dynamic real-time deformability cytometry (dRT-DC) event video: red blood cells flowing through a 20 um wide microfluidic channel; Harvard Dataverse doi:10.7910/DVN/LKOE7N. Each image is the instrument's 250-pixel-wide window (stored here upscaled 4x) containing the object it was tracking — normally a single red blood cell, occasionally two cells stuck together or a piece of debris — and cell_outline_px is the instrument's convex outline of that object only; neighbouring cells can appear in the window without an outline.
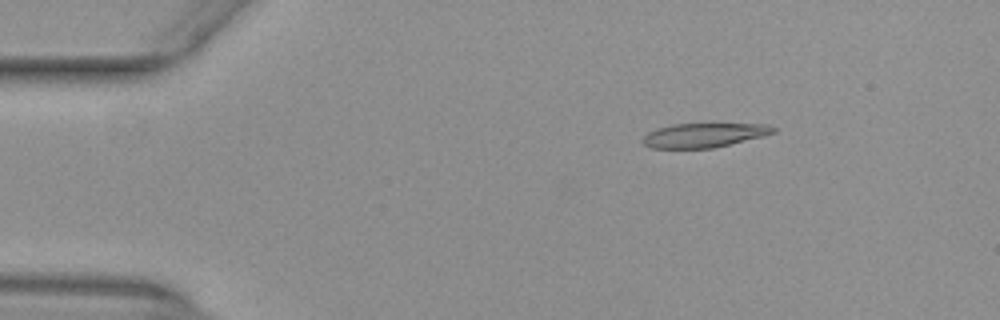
{"species": "common noctule bat (a hibernating species)", "species_latin": "Nyctalus noctula", "temperature_condition": "warm", "stored_images_in_passage": 45, "camera_frame_rate_fps": 3000, "um_per_image_px": 0.085, "animal": {"sex": "female", "body_mass_g": 29.2, "forearm_length_mm": 56.3}, "frame": {"image": 1, "passage_image": 1, "time_ms": 0.0, "image_size_px": [1000, 320], "cell_outline_px": [[776, 132], [764, 136], [712, 148], [652, 148], [644, 144], [644, 136], [648, 132], [656, 128], [672, 124], [768, 124], [776, 128]], "centroid_in_image_um": [59.86, 11.48], "position_along_channel_um": 25.1, "area_um2": 18.32}}
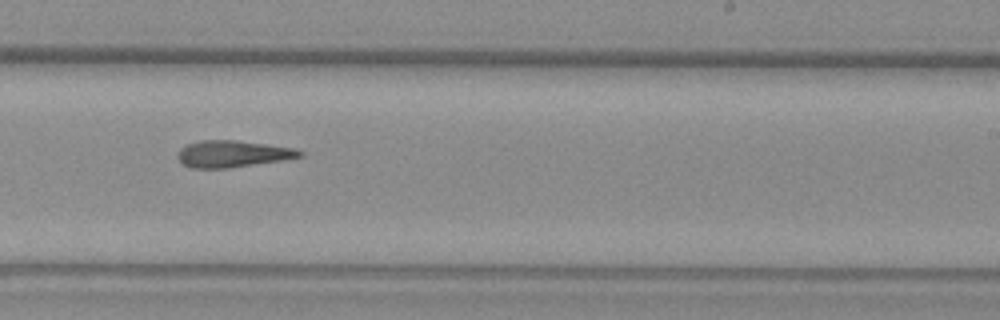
{"frame": {"image": 2, "passage_image": 25, "time_ms": 8.0, "image_size_px": [1000, 320], "cell_outline_px": [[304, 156], [280, 160], [228, 168], [192, 168], [184, 164], [176, 156], [180, 148], [188, 144], [200, 140], [236, 140], [296, 148], [304, 152]], "centroid_in_image_um": [19.77, 13.07], "position_along_channel_um": 269.2, "area_um2": 18.9}}
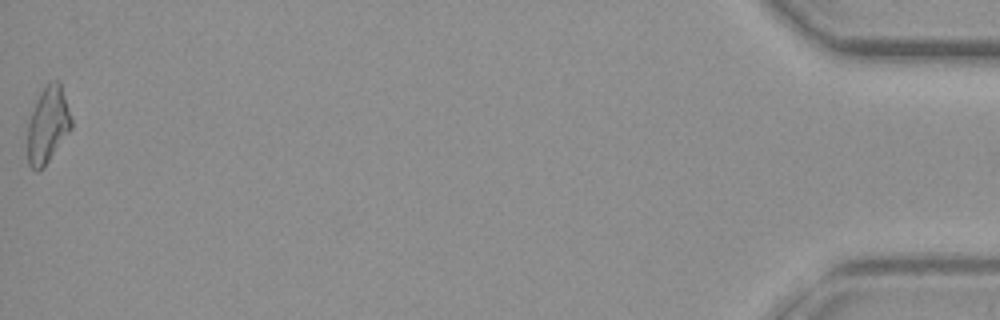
{"frame": {"image": 3, "passage_image": 45, "time_ms": 14.667, "image_size_px": [1000, 320], "cell_outline_px": [[72, 128], [44, 168], [36, 172], [28, 164], [28, 124], [36, 100], [40, 92], [48, 80], [60, 80], [72, 120]], "centroid_in_image_um": [4.07, 10.61], "position_along_channel_um": 431.1, "area_um2": 19.65}, "authors_computed_cell_mechanics": {"area_um2": 19.2474, "velocity_mm_per_s": 3.9854, "shape_relaxation_time_tau1_ms": null, "shape_relaxation_time_tau2_ms": 10.3631, "deformation_change_tau1": null, "deformation_change_tau2": 0.2758}}